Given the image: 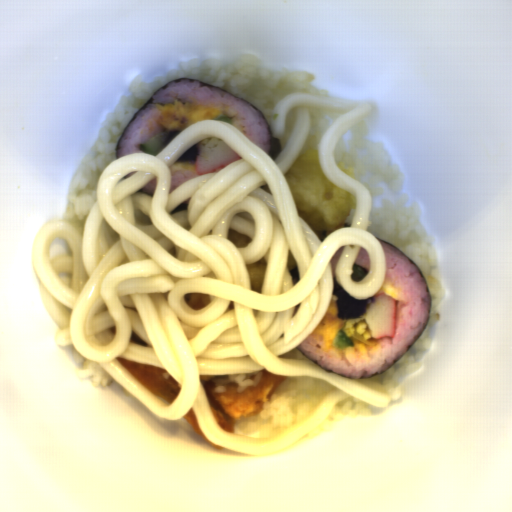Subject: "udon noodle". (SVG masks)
Instances as JSON below:
<instances>
[{
	"label": "udon noodle",
	"mask_w": 512,
	"mask_h": 512,
	"mask_svg": "<svg viewBox=\"0 0 512 512\" xmlns=\"http://www.w3.org/2000/svg\"><path fill=\"white\" fill-rule=\"evenodd\" d=\"M311 108L341 113L319 146V166L339 188L357 198L352 228L331 231L322 243L297 210L285 173L301 154ZM294 108L292 134L274 160L237 127L209 119L188 126L156 155L132 153L101 172L96 202L83 226L49 219L31 250L39 295L60 330L54 345H73L153 417L179 420L192 408L205 438L220 447L273 457L316 430L342 400L353 397L388 407L392 391L372 376L350 379L314 362L277 357L294 350L324 320L334 297L330 262L340 287L354 299L374 297L387 279V257L368 231L373 196L343 172L334 149L350 129L369 119L370 99L288 92L271 110L273 139L284 140ZM219 138L243 159L219 173L199 175L170 195L171 167L199 141ZM157 178L153 198L137 192ZM137 192V193H136ZM232 228L251 238L236 248ZM66 239L74 255L48 258L50 243ZM371 258L359 282L351 270L359 249ZM267 260L263 291L250 289L246 264ZM208 294L202 310L184 295ZM167 370L181 391L166 405L117 359ZM324 379L338 390L324 394L307 418L267 438L219 428L200 374H254Z\"/></svg>",
	"instance_id": "udon-noodle-1"
}]
</instances>
